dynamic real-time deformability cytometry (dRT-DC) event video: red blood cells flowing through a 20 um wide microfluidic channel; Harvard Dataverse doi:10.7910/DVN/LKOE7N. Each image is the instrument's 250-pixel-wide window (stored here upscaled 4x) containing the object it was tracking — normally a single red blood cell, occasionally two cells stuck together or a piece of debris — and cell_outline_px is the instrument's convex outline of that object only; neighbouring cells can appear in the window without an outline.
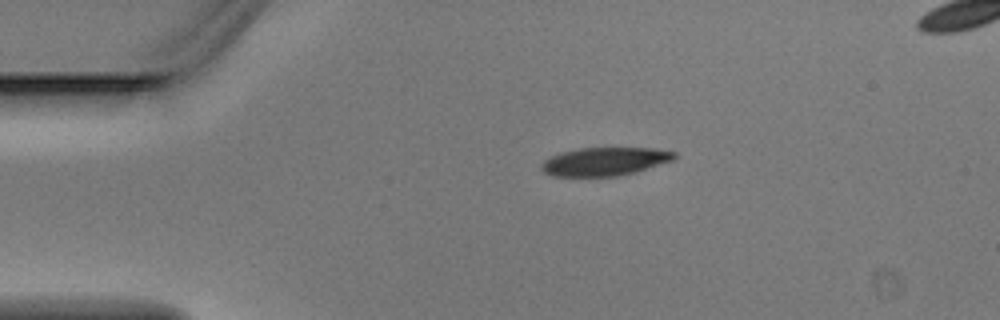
{"species": "Egyptian fruit bat (a non-hibernating species)", "species_latin": "Rousettus aegyptiacus", "temperature_condition": "warm", "stored_images_in_passage": 3, "segment_of_instrument_passage": [1, 2], "camera_frame_rate_fps": 3000, "um_per_image_px": 0.085, "animal": {"sex": "male"}, "frame": {"image": 1, "passage_image": 1, "time_ms": 0.0, "image_size_px": [1000, 320], "cell_outline_px": [[676, 156], [672, 160], [636, 172], [616, 176], [552, 176], [544, 172], [540, 168], [540, 164], [544, 160], [560, 152], [580, 148], [656, 148], [676, 152]], "centroid_in_image_um": [51.38, 13.72], "position_along_channel_um": 33.6, "area_um2": 21.91}}